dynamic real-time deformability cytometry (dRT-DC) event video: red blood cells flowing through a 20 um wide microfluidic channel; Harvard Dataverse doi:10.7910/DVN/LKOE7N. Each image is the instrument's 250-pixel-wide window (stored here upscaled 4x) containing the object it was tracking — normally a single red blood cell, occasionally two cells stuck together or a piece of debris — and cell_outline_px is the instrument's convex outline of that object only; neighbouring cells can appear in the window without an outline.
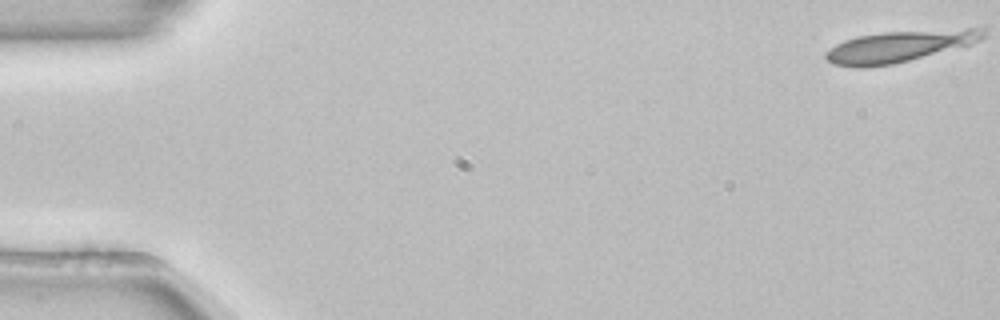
{"species": "common noctule bat (a hibernating species)", "species_latin": "Nyctalus noctula", "temperature_condition": "room temperature", "stored_images_in_passage": 22, "camera_frame_rate_fps": 3000, "um_per_image_px": 0.085, "animal": {"sex": "female", "body_mass_g": 22.7, "forearm_length_mm": 54.2}, "frame": {"image": 1, "passage_image": 1, "time_ms": 0.0, "image_size_px": [1000, 320], "cell_outline_px": [[984, 36], [980, 40], [968, 44], [908, 60], [892, 64], [864, 68], [856, 68], [832, 64], [824, 56], [824, 52], [836, 44], [844, 40], [856, 36], [884, 32], [968, 28], [984, 28]], "centroid_in_image_um": [76.34, 3.94], "position_along_channel_um": 8.7, "area_um2": 28.44}}
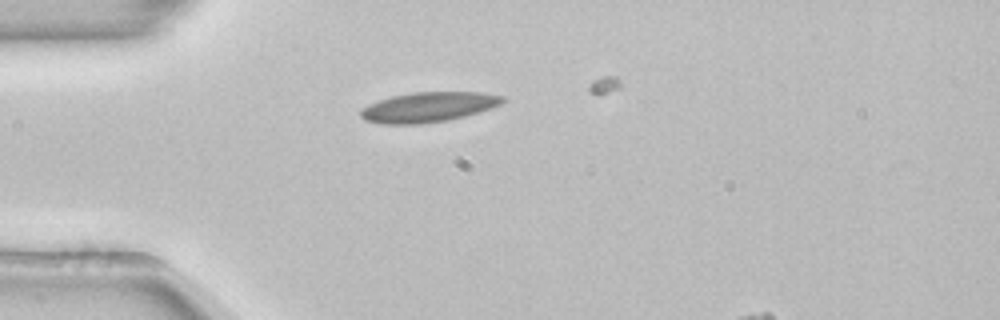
{"frame": {"image": 2, "passage_image": 14, "time_ms": 4.333, "image_size_px": [1000, 320], "cell_outline_px": [[508, 100], [492, 108], [480, 112], [448, 120], [420, 124], [384, 124], [364, 120], [360, 116], [360, 108], [368, 104], [392, 96], [416, 92], [484, 92], [504, 96]], "centroid_in_image_um": [36.44, 9.1], "position_along_channel_um": 48.6, "area_um2": 24.97}}